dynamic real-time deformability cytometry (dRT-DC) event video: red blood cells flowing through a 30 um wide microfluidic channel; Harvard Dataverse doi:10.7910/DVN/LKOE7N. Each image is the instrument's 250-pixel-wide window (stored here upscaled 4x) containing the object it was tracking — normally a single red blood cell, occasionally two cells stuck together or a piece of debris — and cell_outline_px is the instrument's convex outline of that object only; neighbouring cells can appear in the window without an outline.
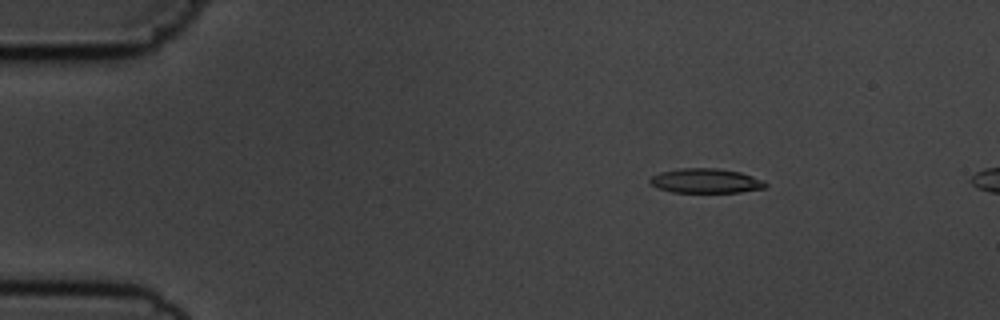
{"species": "common noctule bat (a hibernating species)", "species_latin": "Nyctalus noctula", "temperature_condition": "cold", "stored_images_in_passage": 5, "camera_frame_rate_fps": 3000, "um_per_image_px": 0.085, "animal": {"sex": "male", "body_mass_g": 19.5, "forearm_length_mm": 54.6}, "frame": {"image": 1, "passage_image": 3, "time_ms": 2.333, "image_size_px": [1000, 320], "cell_outline_px": [[768, 184], [764, 188], [740, 192], [672, 192], [656, 188], [648, 180], [652, 176], [660, 172], [680, 168], [716, 168], [740, 172], [764, 180]], "centroid_in_image_um": [59.98, 15.37], "position_along_channel_um": 25.0, "area_um2": 16.53}}